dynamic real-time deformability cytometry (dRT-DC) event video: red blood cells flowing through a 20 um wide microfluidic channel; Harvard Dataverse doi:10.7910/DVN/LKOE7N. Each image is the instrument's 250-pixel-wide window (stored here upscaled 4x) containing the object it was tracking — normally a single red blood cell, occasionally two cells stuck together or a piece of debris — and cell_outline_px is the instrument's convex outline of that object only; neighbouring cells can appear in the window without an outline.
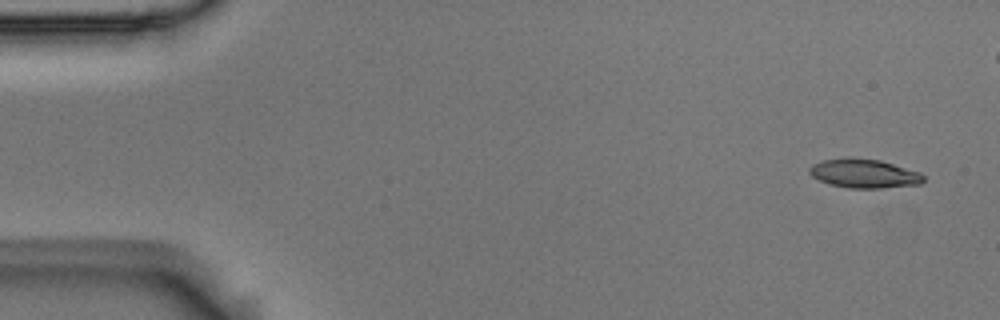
{"species": "Egyptian fruit bat (a non-hibernating species)", "species_latin": "Rousettus aegyptiacus", "temperature_condition": "room temperature", "stored_images_in_passage": 53, "camera_frame_rate_fps": 3000, "um_per_image_px": 0.085, "animal": {"sex": "male"}, "frame": {"image": 1, "passage_image": 1, "time_ms": 0.0, "image_size_px": [1000, 320], "cell_outline_px": [[924, 180], [920, 184], [880, 188], [848, 188], [828, 184], [812, 176], [808, 172], [808, 168], [812, 164], [824, 160], [848, 156], [852, 156], [880, 160], [920, 172], [924, 176]], "centroid_in_image_um": [73.41, 14.73], "position_along_channel_um": 11.6, "area_um2": 19.48}}
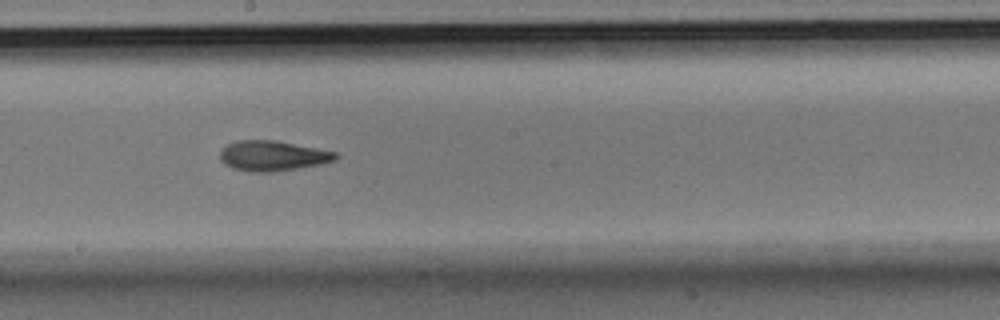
{"frame": {"image": 2, "passage_image": 28, "time_ms": 9.0, "image_size_px": [1000, 320], "cell_outline_px": [[340, 156], [336, 160], [324, 164], [272, 172], [252, 172], [232, 168], [224, 164], [220, 160], [220, 152], [228, 144], [236, 140], [276, 140], [340, 152]], "centroid_in_image_um": [23.24, 13.24], "position_along_channel_um": 225.0, "area_um2": 20.69}}
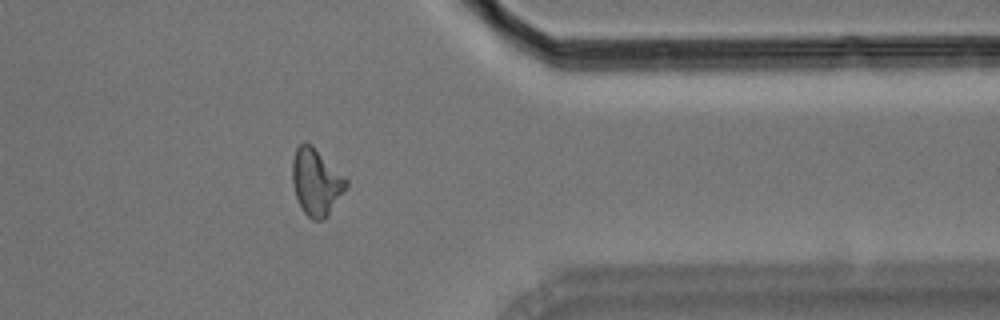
{"frame": {"image": 3, "passage_image": 42, "time_ms": 13.667, "image_size_px": [1000, 320], "cell_outline_px": [[348, 184], [328, 216], [324, 220], [312, 220], [304, 212], [296, 196], [292, 180], [292, 160], [296, 148], [304, 140], [312, 144], [348, 180]], "centroid_in_image_um": [26.87, 15.45], "position_along_channel_um": 384.5, "area_um2": 20.87}, "authors_computed_cell_mechanics": {"area_um2": 19.8832, "velocity_mm_per_s": 3.6859, "shape_relaxation_time_tau1_ms": 7.3668, "shape_relaxation_time_tau2_ms": 8.0138, "deformation_change_tau1": 0.2077, "deformation_change_tau2": 0.1794}}